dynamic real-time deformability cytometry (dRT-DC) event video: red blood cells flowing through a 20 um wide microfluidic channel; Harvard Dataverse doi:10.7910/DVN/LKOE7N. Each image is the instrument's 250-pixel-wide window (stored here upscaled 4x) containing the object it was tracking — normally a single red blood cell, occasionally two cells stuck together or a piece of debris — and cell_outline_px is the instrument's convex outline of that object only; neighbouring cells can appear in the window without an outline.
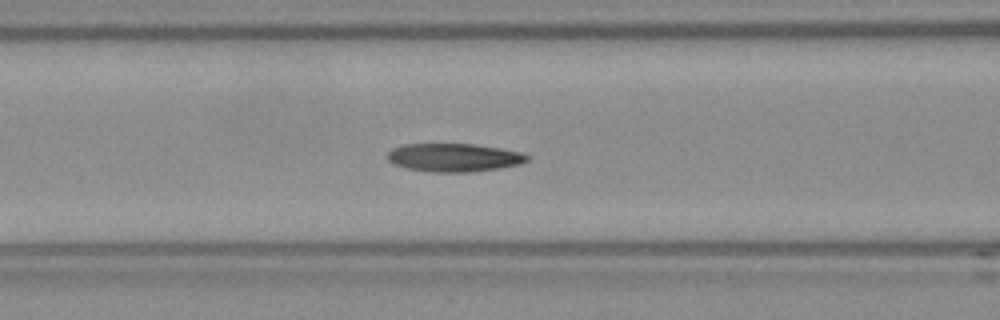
{"species": "Egyptian fruit bat (a non-hibernating species)", "species_latin": "Rousettus aegyptiacus", "temperature_condition": "room temperature", "stored_images_in_passage": 42, "camera_frame_rate_fps": 3000, "um_per_image_px": 0.085, "frame": {"image": 1, "passage_image": 13, "time_ms": 4.0, "image_size_px": [1000, 320], "cell_outline_px": [[528, 160], [520, 164], [500, 168], [472, 172], [432, 172], [408, 168], [396, 164], [388, 160], [388, 152], [392, 148], [404, 144], [472, 144], [500, 148], [520, 152], [528, 156]], "centroid_in_image_um": [38.59, 13.39], "position_along_channel_um": 128.0, "area_um2": 22.83}, "authors_computed_cell_mechanics": {"area_um2": 22.8021, "velocity_mm_per_s": 3.7632, "shape_relaxation_time_tau1_ms": 5.5211, "shape_relaxation_time_tau2_ms": 2.3635, "deformation_change_tau1": 0.1824, "deformation_change_tau2": 0.0945}}